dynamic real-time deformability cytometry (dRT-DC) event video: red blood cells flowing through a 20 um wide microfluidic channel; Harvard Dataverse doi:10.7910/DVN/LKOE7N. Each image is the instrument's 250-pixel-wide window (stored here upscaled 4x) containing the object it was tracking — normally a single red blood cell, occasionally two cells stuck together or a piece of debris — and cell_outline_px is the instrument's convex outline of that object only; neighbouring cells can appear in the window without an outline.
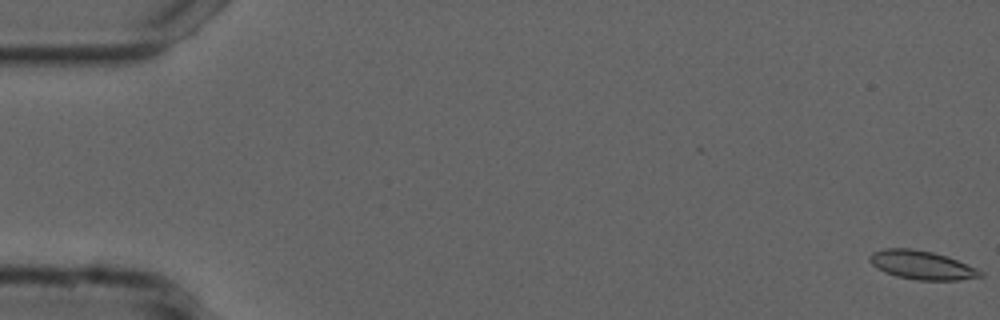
{"species": "common noctule bat (a hibernating species)", "species_latin": "Nyctalus noctula", "temperature_condition": "cold", "stored_images_in_passage": 55, "camera_frame_rate_fps": 3000, "um_per_image_px": 0.085, "animal": {"sex": "male", "forearm_length_mm": 52.5}, "frame": {"image": 1, "passage_image": 1, "time_ms": 0.0, "image_size_px": [1000, 320], "cell_outline_px": [[984, 276], [960, 280], [916, 280], [896, 276], [884, 272], [872, 264], [868, 260], [868, 256], [872, 252], [884, 248], [912, 248], [932, 252], [948, 256], [976, 268], [984, 272]], "centroid_in_image_um": [78.35, 22.53], "position_along_channel_um": 6.7, "area_um2": 18.67}}
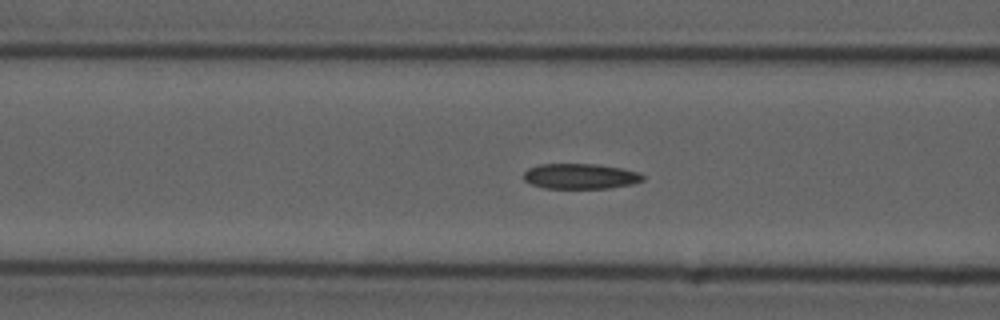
{"frame": {"image": 2, "passage_image": 22, "time_ms": 7.0, "image_size_px": [1000, 320], "cell_outline_px": [[644, 180], [632, 184], [608, 188], [544, 188], [532, 184], [524, 180], [524, 172], [528, 168], [540, 164], [596, 164], [620, 168], [636, 172], [644, 176]], "centroid_in_image_um": [49.31, 14.98], "position_along_channel_um": 117.3, "area_um2": 17.46}}
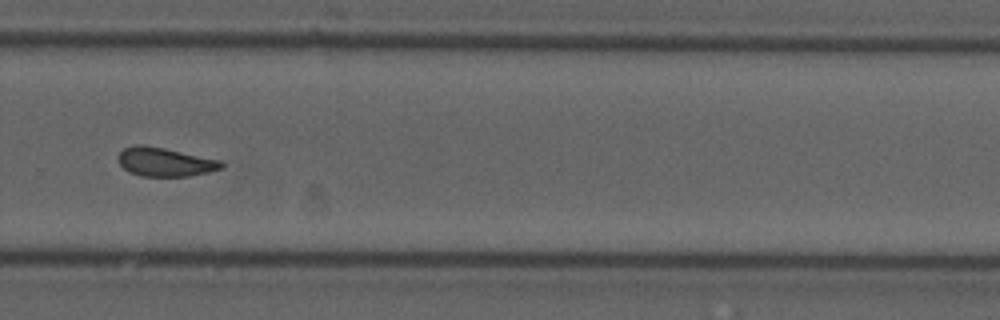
{"frame": {"image": 3, "passage_image": 38, "time_ms": 12.333, "image_size_px": [1000, 320], "cell_outline_px": [[224, 168], [208, 172], [188, 176], [140, 176], [128, 172], [120, 164], [116, 156], [124, 148], [136, 144], [144, 144], [164, 148], [220, 160], [224, 164]], "centroid_in_image_um": [13.99, 13.76], "position_along_channel_um": 315.8, "area_um2": 17.4}, "authors_computed_cell_mechanics": {"area_um2": 17.629, "velocity_mm_per_s": 3.7262, "shape_relaxation_time_tau1_ms": null, "shape_relaxation_time_tau2_ms": 4.6136, "deformation_change_tau1": null, "deformation_change_tau2": 0.1195}}